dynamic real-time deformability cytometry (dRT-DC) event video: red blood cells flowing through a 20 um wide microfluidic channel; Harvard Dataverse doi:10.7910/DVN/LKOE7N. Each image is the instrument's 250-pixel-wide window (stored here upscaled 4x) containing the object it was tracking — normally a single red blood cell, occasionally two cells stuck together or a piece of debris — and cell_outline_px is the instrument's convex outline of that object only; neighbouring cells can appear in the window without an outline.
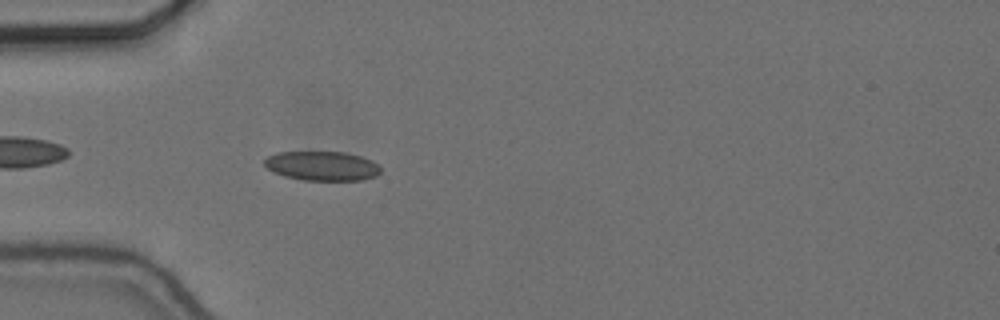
{"species": "common noctule bat (a hibernating species)", "species_latin": "Nyctalus noctula", "temperature_condition": "cold", "stored_images_in_passage": 39, "camera_frame_rate_fps": 3000, "um_per_image_px": 0.085, "animal": {"sex": "female", "body_mass_g": 24.6, "forearm_length_mm": 56.2}, "frame": {"image": 1, "passage_image": 5, "time_ms": 1.333, "image_size_px": [1000, 320], "cell_outline_px": [[380, 172], [376, 176], [364, 180], [304, 180], [284, 176], [268, 168], [264, 164], [264, 160], [268, 156], [280, 152], [344, 152], [360, 156], [372, 160], [380, 168]], "centroid_in_image_um": [27.4, 14.1], "position_along_channel_um": 57.6, "area_um2": 19.71}}
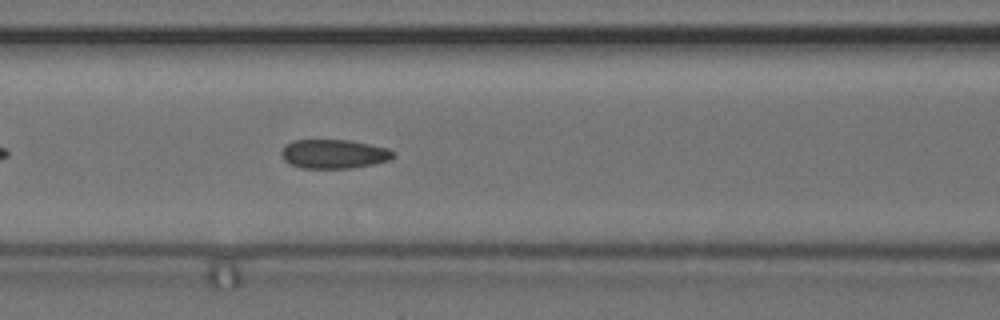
{"frame": {"image": 2, "passage_image": 12, "time_ms": 3.667, "image_size_px": [1000, 320], "cell_outline_px": [[396, 156], [388, 160], [372, 164], [352, 168], [300, 168], [284, 160], [280, 152], [284, 144], [292, 140], [348, 140], [388, 148], [396, 152]], "centroid_in_image_um": [28.36, 13.08], "position_along_channel_um": 138.2, "area_um2": 19.02}}
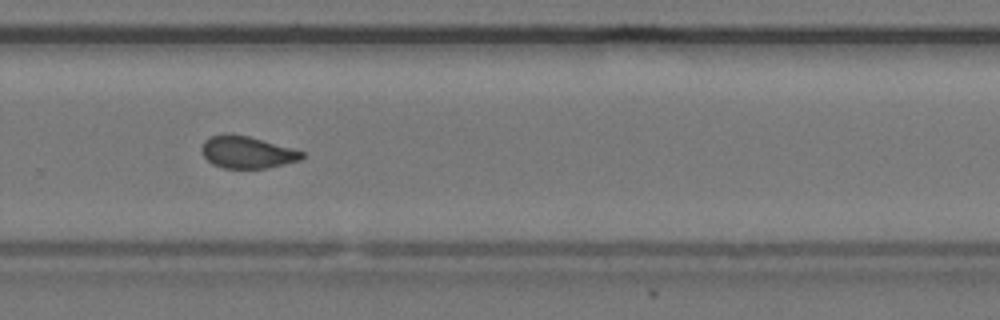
{"frame": {"image": 3, "passage_image": 26, "time_ms": 8.333, "image_size_px": [1000, 320], "cell_outline_px": [[304, 156], [300, 160], [268, 168], [224, 168], [212, 164], [204, 156], [200, 148], [204, 140], [212, 136], [224, 132], [228, 132], [248, 136], [304, 152]], "centroid_in_image_um": [20.95, 12.93], "position_along_channel_um": 308.8, "area_um2": 18.73}, "authors_computed_cell_mechanics": {"area_um2": 19.074, "velocity_mm_per_s": 3.67, "shape_relaxation_time_tau1_ms": null, "shape_relaxation_time_tau2_ms": 1.8671, "deformation_change_tau1": null, "deformation_change_tau2": 0.0678}}